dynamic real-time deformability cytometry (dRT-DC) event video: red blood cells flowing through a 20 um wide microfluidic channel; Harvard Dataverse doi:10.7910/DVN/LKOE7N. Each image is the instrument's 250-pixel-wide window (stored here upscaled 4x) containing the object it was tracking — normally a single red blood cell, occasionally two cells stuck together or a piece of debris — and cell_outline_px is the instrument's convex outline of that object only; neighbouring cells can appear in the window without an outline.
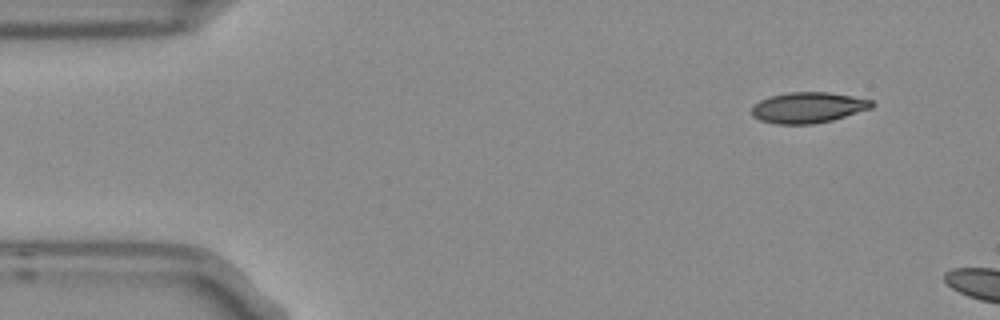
{"species": "Egyptian fruit bat (a non-hibernating species)", "species_latin": "Rousettus aegyptiacus", "temperature_condition": "room temperature", "stored_images_in_passage": 3, "camera_frame_rate_fps": 3000, "um_per_image_px": 0.085, "frame": {"image": 1, "passage_image": 1, "time_ms": 0.0, "image_size_px": [1000, 320], "cell_outline_px": [[876, 104], [872, 108], [832, 120], [812, 124], [776, 124], [760, 120], [752, 116], [752, 104], [760, 100], [772, 96], [788, 92], [828, 92], [852, 96], [872, 100]], "centroid_in_image_um": [68.69, 9.14], "position_along_channel_um": 16.3, "area_um2": 21.56}}